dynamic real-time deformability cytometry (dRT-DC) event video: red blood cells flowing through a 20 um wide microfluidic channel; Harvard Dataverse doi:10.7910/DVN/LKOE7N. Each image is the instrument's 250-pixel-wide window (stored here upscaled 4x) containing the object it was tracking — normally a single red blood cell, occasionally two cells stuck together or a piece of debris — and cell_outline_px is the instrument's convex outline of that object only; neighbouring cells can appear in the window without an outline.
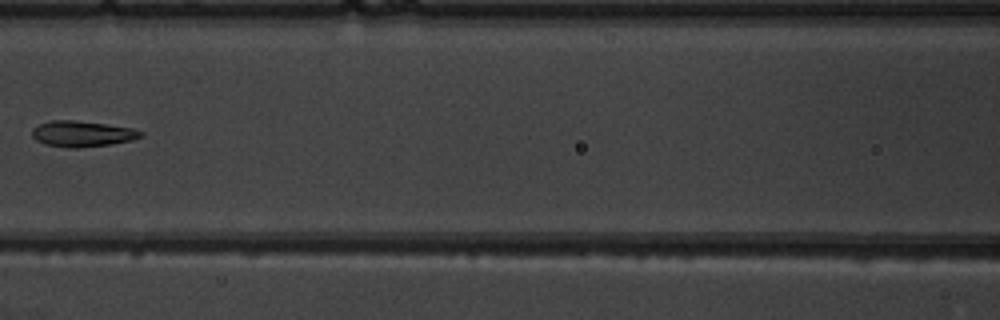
{"species": "common noctule bat (a hibernating species)", "species_latin": "Nyctalus noctula", "temperature_condition": "warm", "stored_images_in_passage": 8, "camera_frame_rate_fps": 3000, "um_per_image_px": 0.085, "animal": {"sex": "male", "body_mass_g": 19.5, "forearm_length_mm": 54.6}, "frame": {"image": 1, "passage_image": 7, "time_ms": 7.0, "image_size_px": [1000, 320], "cell_outline_px": [[144, 136], [132, 140], [112, 144], [76, 148], [72, 148], [44, 144], [36, 140], [32, 136], [32, 128], [40, 124], [52, 120], [76, 120], [132, 128], [144, 132]], "centroid_in_image_um": [7.0, 11.37], "position_along_channel_um": 159.6, "area_um2": 16.36}}
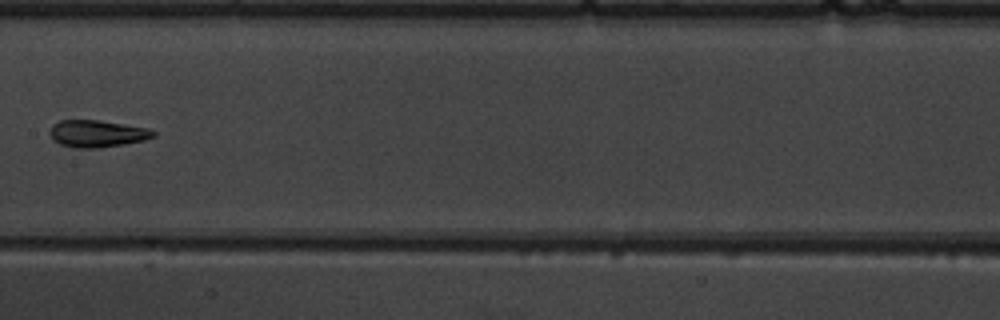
{"frame": {"image": 2, "passage_image": 8, "time_ms": 8.0, "image_size_px": [1000, 320], "cell_outline_px": [[156, 136], [144, 140], [96, 148], [72, 148], [60, 144], [52, 140], [48, 132], [52, 124], [60, 120], [96, 120], [148, 128], [156, 132]], "centroid_in_image_um": [8.19, 11.36], "position_along_channel_um": 199.2, "area_um2": 16.3}}